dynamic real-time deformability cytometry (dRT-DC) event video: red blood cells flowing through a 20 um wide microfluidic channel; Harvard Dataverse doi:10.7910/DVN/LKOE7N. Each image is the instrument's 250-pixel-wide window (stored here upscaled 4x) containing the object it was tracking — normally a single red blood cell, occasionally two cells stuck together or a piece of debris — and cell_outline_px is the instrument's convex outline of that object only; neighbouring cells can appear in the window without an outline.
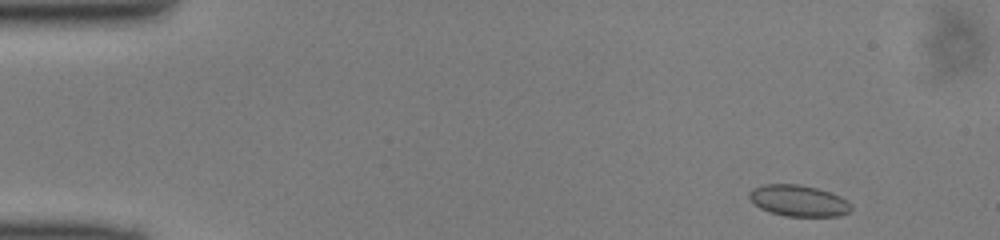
{"species": "common noctule bat (a hibernating species)", "species_latin": "Nyctalus noctula", "temperature_condition": "cold", "stored_images_in_passage": 46, "camera_frame_rate_fps": 3000, "um_per_image_px": 0.085, "animal": {"sex": "male", "body_mass_g": 13.0, "forearm_length_mm": 53.1}, "frame": {"image": 1, "passage_image": 1, "time_ms": 0.0, "image_size_px": [1000, 240], "cell_outline_px": [[852, 208], [848, 212], [836, 216], [784, 216], [760, 208], [748, 196], [748, 192], [752, 188], [764, 184], [800, 184], [816, 188], [840, 196], [852, 204]], "centroid_in_image_um": [67.86, 17.05], "position_along_channel_um": 17.1, "area_um2": 18.44}}
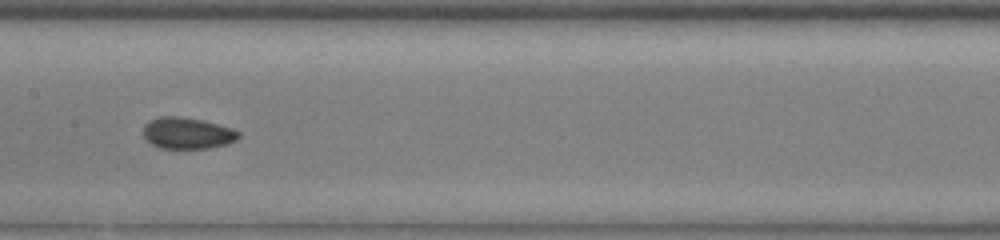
{"frame": {"image": 2, "passage_image": 21, "time_ms": 6.667, "image_size_px": [1000, 240], "cell_outline_px": [[240, 136], [236, 140], [228, 144], [208, 148], [160, 148], [152, 144], [144, 136], [144, 124], [148, 120], [160, 116], [180, 116], [204, 120], [232, 128], [240, 132]], "centroid_in_image_um": [15.94, 11.3], "position_along_channel_um": 191.5, "area_um2": 17.57}}
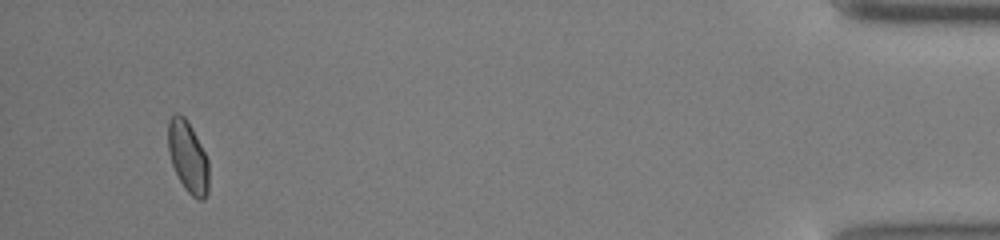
{"frame": {"image": 3, "passage_image": 43, "time_ms": 14.0, "image_size_px": [1000, 240], "cell_outline_px": [[208, 192], [204, 200], [200, 200], [192, 196], [184, 188], [172, 164], [168, 152], [168, 120], [176, 112], [184, 116], [192, 128], [208, 160]], "centroid_in_image_um": [15.97, 13.34], "position_along_channel_um": 419.2, "area_um2": 16.82}}